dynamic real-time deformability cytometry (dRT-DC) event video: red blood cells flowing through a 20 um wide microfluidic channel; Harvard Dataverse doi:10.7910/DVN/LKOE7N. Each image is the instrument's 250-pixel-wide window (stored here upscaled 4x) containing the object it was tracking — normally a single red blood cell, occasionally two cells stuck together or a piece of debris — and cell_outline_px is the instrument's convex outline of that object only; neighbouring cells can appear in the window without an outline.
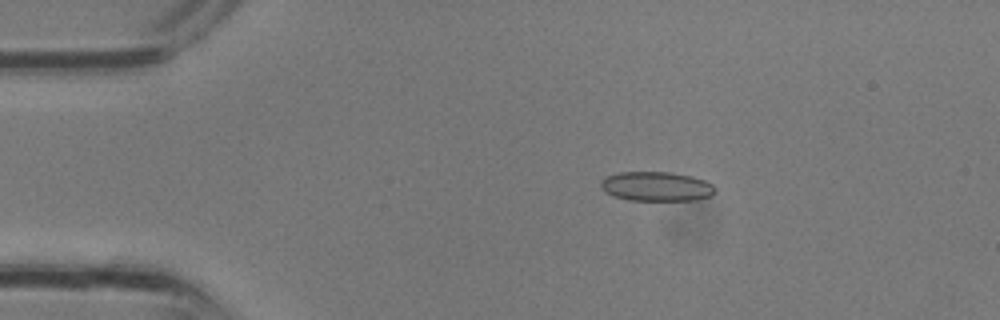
{"species": "common noctule bat (a hibernating species)", "species_latin": "Nyctalus noctula", "temperature_condition": "room temperature", "stored_images_in_passage": 2, "camera_frame_rate_fps": 3000, "um_per_image_px": 0.085, "animal": {"sex": "male", "body_mass_g": 13.3}, "frame": {"image": 1, "passage_image": 2, "time_ms": 0.333, "image_size_px": [1000, 320], "cell_outline_px": [[716, 192], [712, 196], [696, 200], [628, 200], [612, 196], [604, 192], [600, 188], [600, 180], [604, 176], [620, 172], [672, 172], [692, 176], [704, 180], [712, 184], [716, 188]], "centroid_in_image_um": [55.77, 15.84], "position_along_channel_um": 29.2, "area_um2": 20.0}}